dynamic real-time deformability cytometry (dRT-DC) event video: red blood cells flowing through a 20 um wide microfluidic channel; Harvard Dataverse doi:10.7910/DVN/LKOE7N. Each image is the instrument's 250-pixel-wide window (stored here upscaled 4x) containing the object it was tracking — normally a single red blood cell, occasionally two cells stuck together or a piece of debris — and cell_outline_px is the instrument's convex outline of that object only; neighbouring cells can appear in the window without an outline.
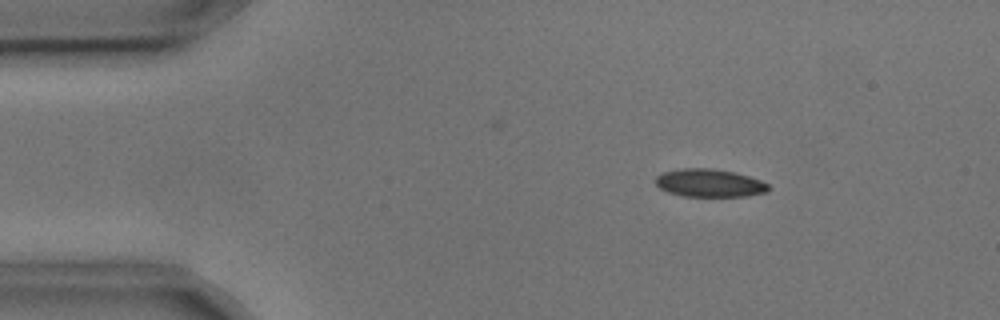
{"species": "common noctule bat (a hibernating species)", "species_latin": "Nyctalus noctula", "temperature_condition": "cold", "stored_images_in_passage": 5, "camera_frame_rate_fps": 3000, "um_per_image_px": 0.085, "animal": {"sex": "male", "body_mass_g": 17.9, "forearm_length_mm": 54.2}, "frame": {"image": 1, "passage_image": 2, "time_ms": 0.333, "image_size_px": [1000, 320], "cell_outline_px": [[768, 188], [764, 192], [744, 196], [684, 196], [668, 192], [660, 188], [656, 184], [656, 176], [660, 172], [684, 168], [712, 168], [736, 172], [760, 180], [768, 184]], "centroid_in_image_um": [60.25, 15.54], "position_along_channel_um": 24.7, "area_um2": 18.26}}